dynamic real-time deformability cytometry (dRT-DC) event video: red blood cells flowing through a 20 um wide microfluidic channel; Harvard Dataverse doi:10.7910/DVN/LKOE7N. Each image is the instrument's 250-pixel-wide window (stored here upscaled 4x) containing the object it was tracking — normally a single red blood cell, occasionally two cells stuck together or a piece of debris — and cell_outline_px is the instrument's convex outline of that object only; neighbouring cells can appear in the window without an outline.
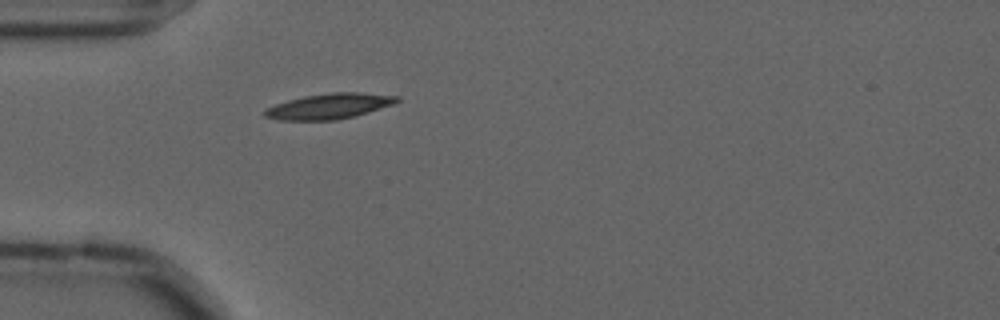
{"species": "common noctule bat (a hibernating species)", "species_latin": "Nyctalus noctula", "temperature_condition": "cold", "stored_images_in_passage": 29, "camera_frame_rate_fps": 3000, "um_per_image_px": 0.085, "animal": {"sex": "male", "forearm_length_mm": 52.5}, "frame": {"image": 1, "passage_image": 1, "time_ms": 0.0, "image_size_px": [1000, 320], "cell_outline_px": [[400, 100], [392, 104], [356, 116], [336, 120], [280, 120], [264, 116], [264, 108], [288, 100], [304, 96], [332, 92], [356, 92], [400, 96]], "centroid_in_image_um": [27.97, 9.02], "position_along_channel_um": 57.0, "area_um2": 19.54}}
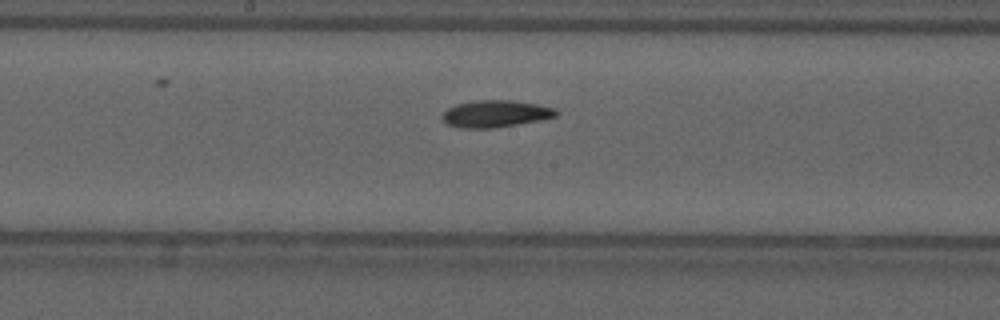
{"frame": {"image": 2, "passage_image": 14, "time_ms": 4.333, "image_size_px": [1000, 320], "cell_outline_px": [[560, 112], [556, 116], [540, 120], [496, 128], [456, 128], [448, 124], [440, 116], [448, 108], [456, 104], [476, 100], [512, 100], [536, 104], [552, 108]], "centroid_in_image_um": [42.09, 9.67], "position_along_channel_um": 206.1, "area_um2": 17.92}}
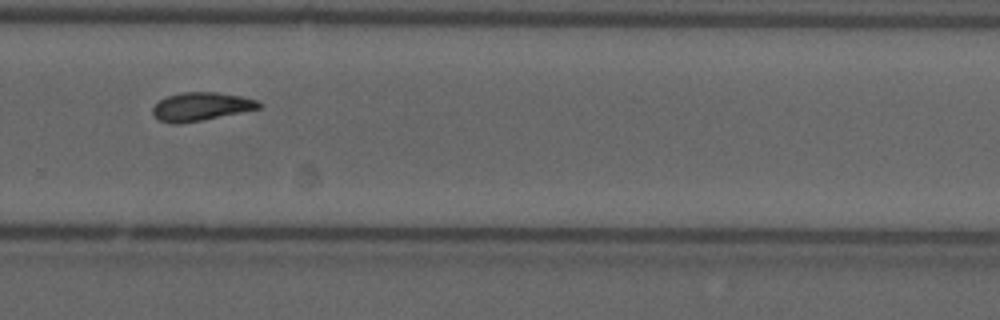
{"frame": {"image": 3, "passage_image": 23, "time_ms": 7.333, "image_size_px": [1000, 320], "cell_outline_px": [[260, 108], [204, 120], [180, 124], [172, 124], [160, 120], [152, 112], [152, 108], [160, 100], [168, 96], [180, 92], [216, 92], [240, 96], [256, 100], [260, 104]], "centroid_in_image_um": [17.06, 9.06], "position_along_channel_um": 312.7, "area_um2": 17.4}}